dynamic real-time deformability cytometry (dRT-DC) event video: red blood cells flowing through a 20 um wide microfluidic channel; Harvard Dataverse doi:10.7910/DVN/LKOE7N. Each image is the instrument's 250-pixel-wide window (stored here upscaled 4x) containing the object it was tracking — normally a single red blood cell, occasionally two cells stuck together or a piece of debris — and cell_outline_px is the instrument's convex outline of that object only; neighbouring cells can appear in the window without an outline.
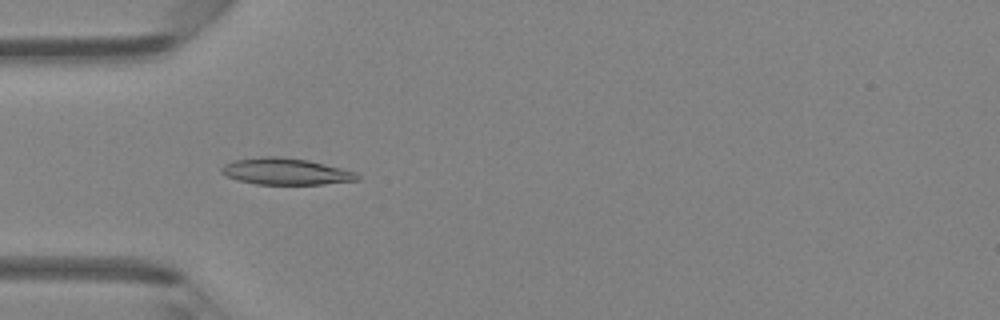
{"species": "Egyptian fruit bat (a non-hibernating species)", "species_latin": "Rousettus aegyptiacus", "temperature_condition": "room temperature", "stored_images_in_passage": 36, "camera_frame_rate_fps": 3000, "um_per_image_px": 0.085, "animal": {"sex": "female"}, "frame": {"image": 1, "passage_image": 3, "time_ms": 0.667, "image_size_px": [1000, 320], "cell_outline_px": [[360, 180], [324, 184], [256, 184], [236, 180], [220, 172], [220, 168], [224, 164], [232, 160], [264, 156], [280, 156], [308, 160], [356, 172], [360, 176]], "centroid_in_image_um": [24.26, 14.57], "position_along_channel_um": 60.7, "area_um2": 21.1}}
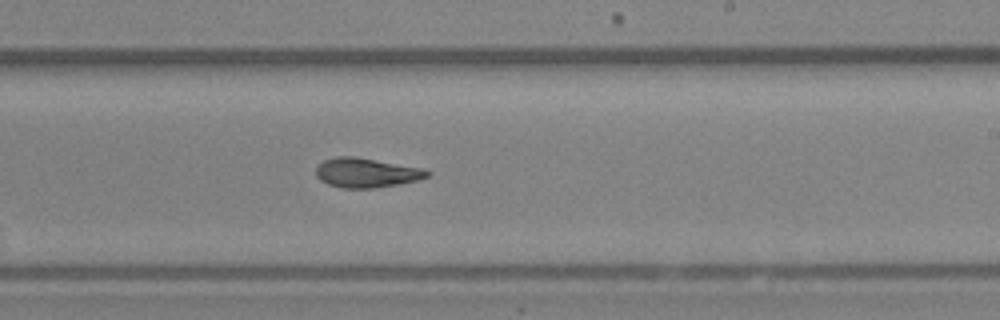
{"frame": {"image": 2, "passage_image": 17, "time_ms": 5.333, "image_size_px": [1000, 320], "cell_outline_px": [[432, 172], [428, 176], [416, 180], [396, 184], [372, 188], [340, 188], [328, 184], [320, 180], [316, 176], [316, 168], [324, 160], [336, 156], [356, 156], [420, 168]], "centroid_in_image_um": [31.09, 14.68], "position_along_channel_um": 257.9, "area_um2": 18.9}}
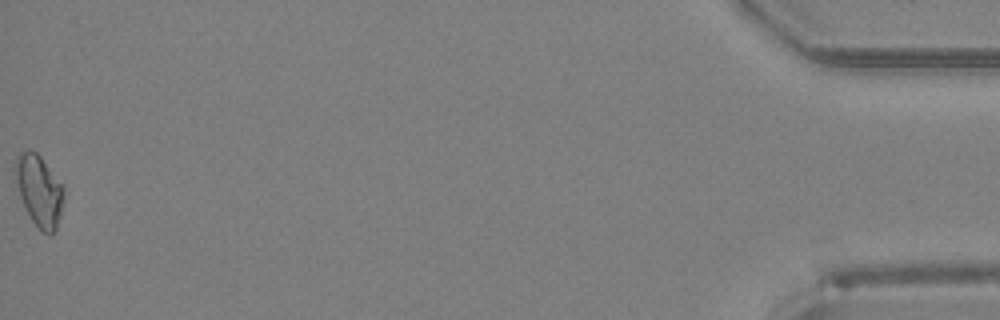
{"frame": {"image": 3, "passage_image": 36, "time_ms": 11.667, "image_size_px": [1000, 320], "cell_outline_px": [[64, 196], [60, 216], [56, 228], [48, 236], [40, 232], [32, 220], [20, 196], [12, 172], [12, 168], [16, 156], [20, 152], [28, 148], [36, 152], [40, 156], [64, 184]], "centroid_in_image_um": [3.31, 16.15], "position_along_channel_um": 431.9, "area_um2": 20.63}, "authors_computed_cell_mechanics": {"area_um2": 19.0162, "velocity_mm_per_s": 4.2977, "shape_relaxation_time_tau1_ms": 3.8093, "shape_relaxation_time_tau2_ms": 2.5524, "deformation_change_tau1": 0.1502, "deformation_change_tau2": 0.103}}